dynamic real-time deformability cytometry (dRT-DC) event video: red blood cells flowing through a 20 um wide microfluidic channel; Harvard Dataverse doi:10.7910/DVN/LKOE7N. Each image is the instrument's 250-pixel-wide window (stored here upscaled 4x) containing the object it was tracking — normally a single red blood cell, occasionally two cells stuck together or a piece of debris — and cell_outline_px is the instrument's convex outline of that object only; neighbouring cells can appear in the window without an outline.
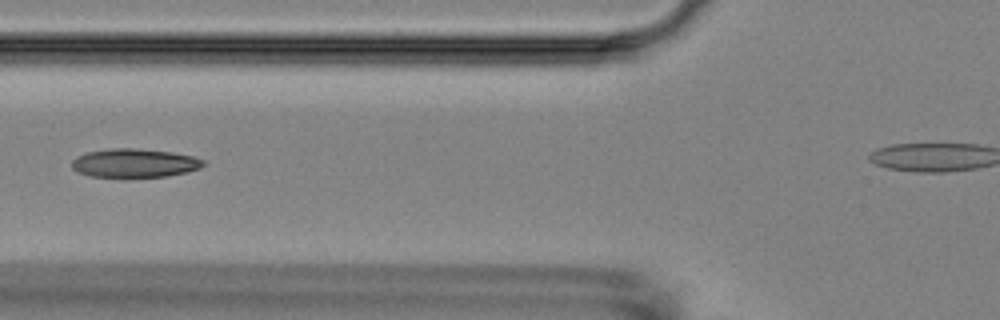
{"species": "Egyptian fruit bat (a non-hibernating species)", "species_latin": "Rousettus aegyptiacus", "temperature_condition": "room temperature", "stored_images_in_passage": 6, "camera_frame_rate_fps": 3000, "um_per_image_px": 0.085, "animal": {"sex": "female"}, "frame": {"image": 1, "passage_image": 6, "time_ms": 6.667, "image_size_px": [1000, 320], "cell_outline_px": [[204, 164], [200, 168], [168, 176], [128, 180], [88, 176], [72, 168], [72, 160], [76, 156], [88, 152], [108, 148], [136, 148], [172, 152], [192, 156], [204, 160]], "centroid_in_image_um": [11.39, 13.9], "position_along_channel_um": 114.4, "area_um2": 22.83}}